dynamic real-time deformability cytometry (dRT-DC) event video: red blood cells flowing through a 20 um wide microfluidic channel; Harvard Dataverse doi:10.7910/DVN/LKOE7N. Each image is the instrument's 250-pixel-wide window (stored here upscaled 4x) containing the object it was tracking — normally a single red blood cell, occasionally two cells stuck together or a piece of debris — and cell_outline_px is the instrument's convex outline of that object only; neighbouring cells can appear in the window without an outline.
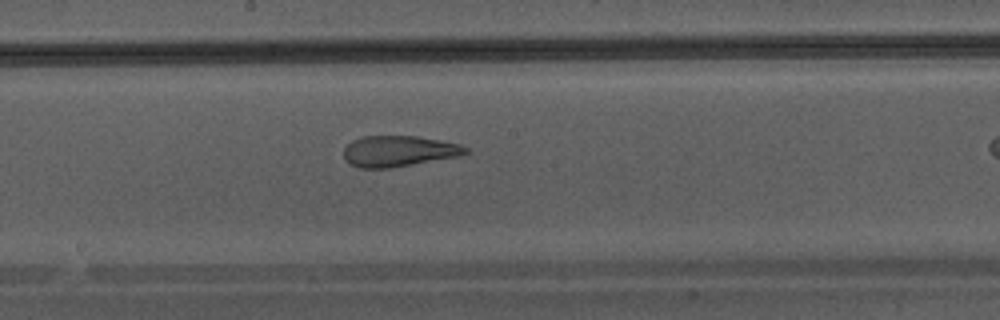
{"species": "Egyptian fruit bat (a non-hibernating species)", "species_latin": "Rousettus aegyptiacus", "temperature_condition": "warm", "stored_images_in_passage": 28, "camera_frame_rate_fps": 3000, "um_per_image_px": 0.085, "animal": {"sex": "male"}, "frame": {"image": 1, "passage_image": 16, "time_ms": 5.0, "image_size_px": [1000, 320], "cell_outline_px": [[468, 152], [460, 156], [392, 168], [360, 168], [344, 160], [344, 148], [352, 140], [360, 136], [416, 136], [440, 140], [460, 144], [468, 148]], "centroid_in_image_um": [33.89, 12.85], "position_along_channel_um": 214.3, "area_um2": 22.08}}